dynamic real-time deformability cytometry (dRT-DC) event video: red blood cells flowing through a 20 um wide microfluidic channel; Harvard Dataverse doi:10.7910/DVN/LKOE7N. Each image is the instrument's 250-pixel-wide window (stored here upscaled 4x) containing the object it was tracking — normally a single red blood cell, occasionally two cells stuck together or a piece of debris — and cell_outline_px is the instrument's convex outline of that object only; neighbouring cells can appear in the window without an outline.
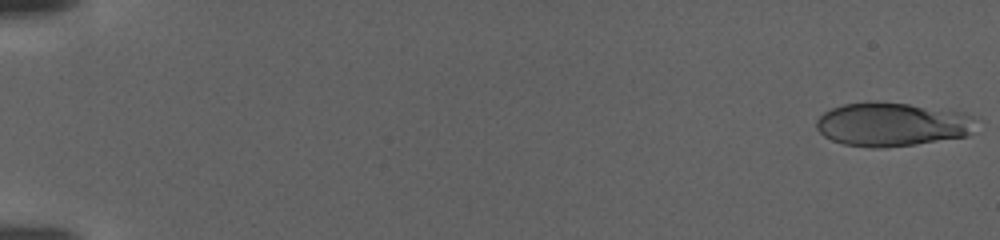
{"species": "human", "species_latin": "Homo sapiens", "temperature_condition": "warm", "stored_images_in_passage": 115, "camera_frame_rate_fps": 3000, "um_per_image_px": 0.085, "donor": {"sex": "female"}, "frame": {"image": 1, "passage_image": 1, "time_ms": 0.0, "image_size_px": [1000, 240], "cell_outline_px": [[972, 132], [968, 136], [916, 144], [884, 148], [872, 148], [844, 144], [832, 140], [824, 136], [816, 128], [816, 120], [824, 112], [832, 108], [844, 104], [868, 100], [908, 104], [964, 112], [972, 116]], "centroid_in_image_um": [75.78, 10.57], "position_along_channel_um": 9.2, "area_um2": 40.81}}
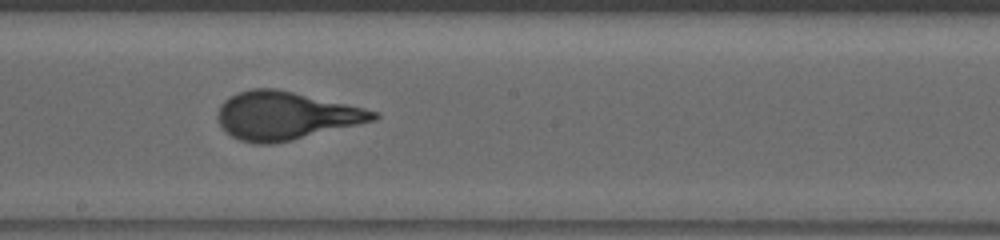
{"frame": {"image": 2, "passage_image": 67, "time_ms": 22.0, "image_size_px": [1000, 240], "cell_outline_px": [[380, 116], [376, 120], [292, 140], [272, 144], [256, 144], [240, 140], [224, 132], [216, 120], [216, 112], [220, 104], [224, 100], [236, 92], [252, 88], [276, 88], [364, 108], [380, 112]], "centroid_in_image_um": [24.21, 9.83], "position_along_channel_um": 224.0, "area_um2": 43.81}}
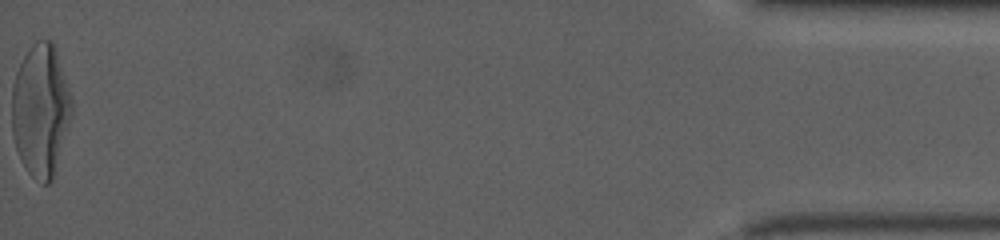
{"frame": {"image": 3, "passage_image": 115, "time_ms": 38.0, "image_size_px": [1000, 240], "cell_outline_px": [[72, 116], [52, 180], [48, 184], [44, 184], [36, 180], [28, 172], [20, 160], [12, 136], [12, 84], [16, 72], [28, 48], [36, 40], [52, 40], [56, 44], [72, 96]], "centroid_in_image_um": [3.47, 9.32], "position_along_channel_um": 431.7, "area_um2": 46.88}}